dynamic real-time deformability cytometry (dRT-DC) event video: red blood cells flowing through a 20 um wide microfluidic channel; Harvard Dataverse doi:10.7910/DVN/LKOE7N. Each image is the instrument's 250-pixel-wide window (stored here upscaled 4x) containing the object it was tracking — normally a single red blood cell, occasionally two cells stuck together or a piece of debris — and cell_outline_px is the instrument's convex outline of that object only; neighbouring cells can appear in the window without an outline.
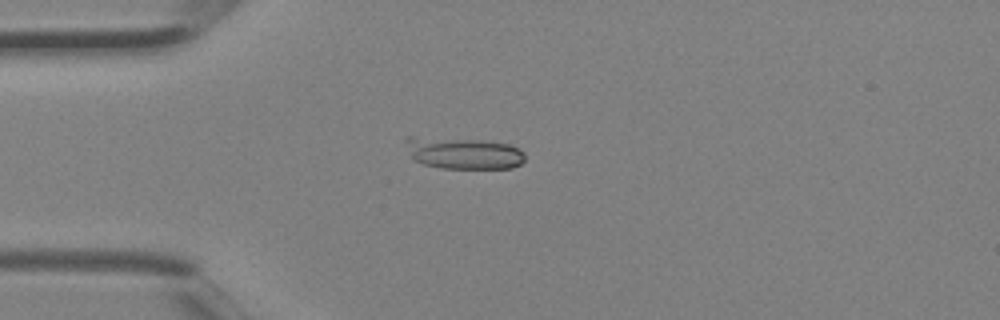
{"species": "Egyptian fruit bat (a non-hibernating species)", "species_latin": "Rousettus aegyptiacus", "temperature_condition": "room temperature", "stored_images_in_passage": 1, "camera_frame_rate_fps": 3000, "um_per_image_px": 0.085, "animal": {"sex": "female"}, "frame": {"image": 1, "passage_image": 1, "time_ms": 0.0, "image_size_px": [1000, 320], "cell_outline_px": [[524, 160], [520, 164], [512, 168], [440, 168], [424, 164], [416, 160], [412, 156], [404, 140], [408, 136], [412, 136], [484, 140], [508, 144], [520, 148], [524, 152]], "centroid_in_image_um": [39.41, 13.0], "position_along_channel_um": 45.6, "area_um2": 22.02}}